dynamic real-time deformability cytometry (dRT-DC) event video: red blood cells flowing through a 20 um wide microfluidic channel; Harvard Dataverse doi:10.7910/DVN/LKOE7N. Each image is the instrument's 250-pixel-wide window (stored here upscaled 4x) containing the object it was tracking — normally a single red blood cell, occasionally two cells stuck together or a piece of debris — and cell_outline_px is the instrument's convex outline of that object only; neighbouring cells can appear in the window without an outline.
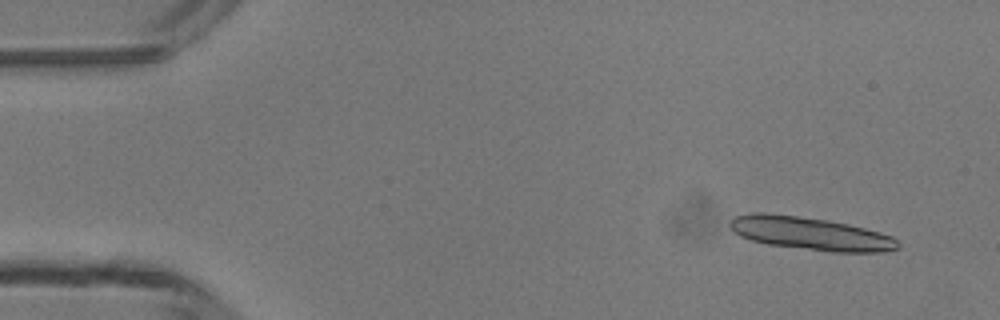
{"species": "common noctule bat (a hibernating species)", "species_latin": "Nyctalus noctula", "temperature_condition": "room temperature", "stored_images_in_passage": 6, "camera_frame_rate_fps": 3000, "um_per_image_px": 0.085, "animal": {"sex": "male", "body_mass_g": 13.3}, "frame": {"image": 1, "passage_image": 2, "time_ms": 1.0, "image_size_px": [1000, 320], "cell_outline_px": [[900, 244], [896, 248], [884, 252], [832, 252], [768, 244], [752, 240], [740, 236], [728, 224], [728, 220], [736, 216], [752, 212], [764, 212], [828, 220], [848, 224], [880, 232], [892, 236]], "centroid_in_image_um": [68.87, 19.84], "position_along_channel_um": 16.1, "area_um2": 32.14}}